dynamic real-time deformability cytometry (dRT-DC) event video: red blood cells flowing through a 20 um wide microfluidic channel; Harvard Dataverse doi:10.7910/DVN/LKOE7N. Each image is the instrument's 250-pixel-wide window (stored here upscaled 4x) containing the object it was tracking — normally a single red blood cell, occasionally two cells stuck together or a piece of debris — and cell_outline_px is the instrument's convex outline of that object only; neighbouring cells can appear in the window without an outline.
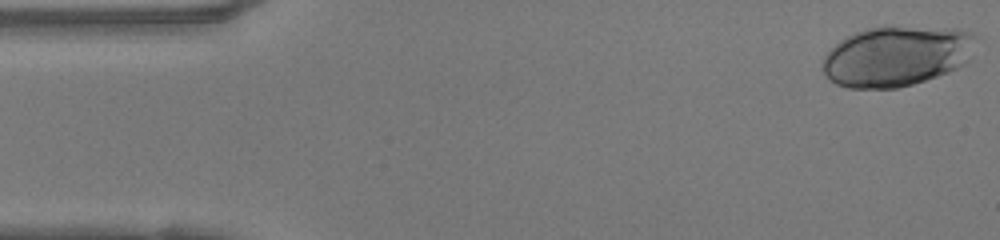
{"species": "human", "species_latin": "Homo sapiens", "temperature_condition": "warm", "stored_images_in_passage": 48, "camera_frame_rate_fps": 3000, "um_per_image_px": 0.085, "donor": {"sex": "female"}, "frame": {"image": 1, "passage_image": 1, "time_ms": 0.0, "image_size_px": [1000, 240], "cell_outline_px": [[976, 36], [968, 60], [964, 64], [948, 72], [912, 84], [896, 88], [848, 88], [836, 84], [828, 80], [820, 64], [824, 56], [840, 40], [856, 32], [880, 24], [884, 24], [956, 28], [972, 32]], "centroid_in_image_um": [76.18, 4.73], "position_along_channel_um": 8.8, "area_um2": 54.56}}
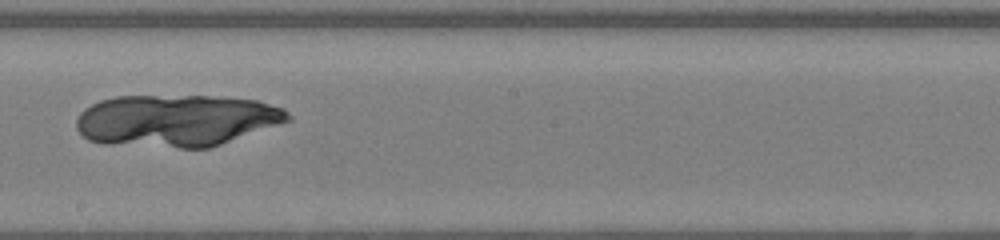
{"frame": {"image": 2, "passage_image": 26, "time_ms": 8.333, "image_size_px": [1000, 240], "cell_outline_px": [[292, 120], [208, 148], [180, 148], [104, 144], [88, 140], [76, 128], [76, 120], [80, 112], [84, 108], [100, 100], [116, 96], [208, 96], [260, 100], [284, 108], [292, 116]], "centroid_in_image_um": [14.99, 10.24], "position_along_channel_um": 233.2, "area_um2": 64.45}}
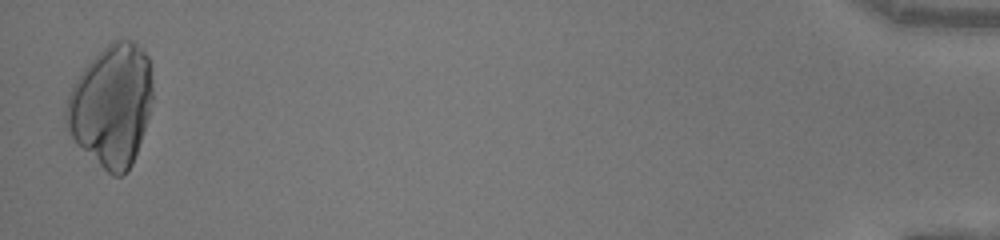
{"frame": {"image": 3, "passage_image": 47, "time_ms": 15.333, "image_size_px": [1000, 240], "cell_outline_px": [[152, 100], [148, 116], [132, 164], [120, 176], [112, 176], [76, 144], [68, 132], [64, 124], [64, 108], [68, 96], [76, 80], [84, 68], [112, 40], [132, 40], [144, 48], [148, 56], [152, 80]], "centroid_in_image_um": [9.46, 8.95], "position_along_channel_um": 425.7, "area_um2": 61.21}}